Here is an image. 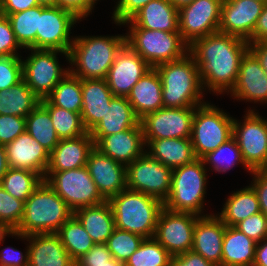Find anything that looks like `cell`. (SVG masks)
<instances>
[{"mask_svg": "<svg viewBox=\"0 0 267 266\" xmlns=\"http://www.w3.org/2000/svg\"><path fill=\"white\" fill-rule=\"evenodd\" d=\"M248 50L247 40L219 31L189 45L188 52L197 64L204 91L208 88L213 94H229L236 83L241 60Z\"/></svg>", "mask_w": 267, "mask_h": 266, "instance_id": "6da1fadb", "label": "cell"}, {"mask_svg": "<svg viewBox=\"0 0 267 266\" xmlns=\"http://www.w3.org/2000/svg\"><path fill=\"white\" fill-rule=\"evenodd\" d=\"M125 44L123 34L76 36L69 51V72L80 79H106L116 54Z\"/></svg>", "mask_w": 267, "mask_h": 266, "instance_id": "7a4b0ae2", "label": "cell"}, {"mask_svg": "<svg viewBox=\"0 0 267 266\" xmlns=\"http://www.w3.org/2000/svg\"><path fill=\"white\" fill-rule=\"evenodd\" d=\"M155 68L162 81L165 108L197 107L206 103L198 67L189 52L180 59L162 63Z\"/></svg>", "mask_w": 267, "mask_h": 266, "instance_id": "3957f363", "label": "cell"}, {"mask_svg": "<svg viewBox=\"0 0 267 266\" xmlns=\"http://www.w3.org/2000/svg\"><path fill=\"white\" fill-rule=\"evenodd\" d=\"M73 215L66 202L43 180L24 202V214L14 230L25 236L56 233Z\"/></svg>", "mask_w": 267, "mask_h": 266, "instance_id": "277c9868", "label": "cell"}, {"mask_svg": "<svg viewBox=\"0 0 267 266\" xmlns=\"http://www.w3.org/2000/svg\"><path fill=\"white\" fill-rule=\"evenodd\" d=\"M115 228L148 239L154 238L156 225L164 203L142 192L125 189L108 200Z\"/></svg>", "mask_w": 267, "mask_h": 266, "instance_id": "5b68a950", "label": "cell"}, {"mask_svg": "<svg viewBox=\"0 0 267 266\" xmlns=\"http://www.w3.org/2000/svg\"><path fill=\"white\" fill-rule=\"evenodd\" d=\"M207 171L200 158L172 169L171 189L164 207L174 212H189L199 216L203 214L206 195ZM204 204V205H203Z\"/></svg>", "mask_w": 267, "mask_h": 266, "instance_id": "8992f818", "label": "cell"}, {"mask_svg": "<svg viewBox=\"0 0 267 266\" xmlns=\"http://www.w3.org/2000/svg\"><path fill=\"white\" fill-rule=\"evenodd\" d=\"M126 44L139 54L152 68L182 58L189 46L179 32L148 30L128 27Z\"/></svg>", "mask_w": 267, "mask_h": 266, "instance_id": "52a82bcc", "label": "cell"}, {"mask_svg": "<svg viewBox=\"0 0 267 266\" xmlns=\"http://www.w3.org/2000/svg\"><path fill=\"white\" fill-rule=\"evenodd\" d=\"M233 122L234 118L209 102L195 107L191 142L196 157L202 159L229 140Z\"/></svg>", "mask_w": 267, "mask_h": 266, "instance_id": "ba28073f", "label": "cell"}, {"mask_svg": "<svg viewBox=\"0 0 267 266\" xmlns=\"http://www.w3.org/2000/svg\"><path fill=\"white\" fill-rule=\"evenodd\" d=\"M44 180L73 212L106 201L86 166L65 171H46Z\"/></svg>", "mask_w": 267, "mask_h": 266, "instance_id": "9c48e42d", "label": "cell"}, {"mask_svg": "<svg viewBox=\"0 0 267 266\" xmlns=\"http://www.w3.org/2000/svg\"><path fill=\"white\" fill-rule=\"evenodd\" d=\"M28 50L31 55L26 60L21 59L23 80L40 99H44L69 72V67L61 68L58 54H63L69 61V53L46 49Z\"/></svg>", "mask_w": 267, "mask_h": 266, "instance_id": "30bf717a", "label": "cell"}, {"mask_svg": "<svg viewBox=\"0 0 267 266\" xmlns=\"http://www.w3.org/2000/svg\"><path fill=\"white\" fill-rule=\"evenodd\" d=\"M248 109L243 122L234 118L235 138L245 165L251 170L267 169V118Z\"/></svg>", "mask_w": 267, "mask_h": 266, "instance_id": "8fae6325", "label": "cell"}, {"mask_svg": "<svg viewBox=\"0 0 267 266\" xmlns=\"http://www.w3.org/2000/svg\"><path fill=\"white\" fill-rule=\"evenodd\" d=\"M127 189L142 192L164 203L171 189L172 169L146 151L126 166Z\"/></svg>", "mask_w": 267, "mask_h": 266, "instance_id": "7c38bea8", "label": "cell"}, {"mask_svg": "<svg viewBox=\"0 0 267 266\" xmlns=\"http://www.w3.org/2000/svg\"><path fill=\"white\" fill-rule=\"evenodd\" d=\"M81 21L71 11L57 6H41L36 32V49L69 53L74 37L71 28Z\"/></svg>", "mask_w": 267, "mask_h": 266, "instance_id": "4fadbf2b", "label": "cell"}, {"mask_svg": "<svg viewBox=\"0 0 267 266\" xmlns=\"http://www.w3.org/2000/svg\"><path fill=\"white\" fill-rule=\"evenodd\" d=\"M200 217L164 207L158 218L154 239L172 256L188 252L192 249L194 227Z\"/></svg>", "mask_w": 267, "mask_h": 266, "instance_id": "5bb4252c", "label": "cell"}, {"mask_svg": "<svg viewBox=\"0 0 267 266\" xmlns=\"http://www.w3.org/2000/svg\"><path fill=\"white\" fill-rule=\"evenodd\" d=\"M223 0H194L178 10L179 33L189 46L219 31Z\"/></svg>", "mask_w": 267, "mask_h": 266, "instance_id": "9a60e30c", "label": "cell"}, {"mask_svg": "<svg viewBox=\"0 0 267 266\" xmlns=\"http://www.w3.org/2000/svg\"><path fill=\"white\" fill-rule=\"evenodd\" d=\"M195 107L160 108L140 119L144 140L191 138Z\"/></svg>", "mask_w": 267, "mask_h": 266, "instance_id": "2e32d148", "label": "cell"}, {"mask_svg": "<svg viewBox=\"0 0 267 266\" xmlns=\"http://www.w3.org/2000/svg\"><path fill=\"white\" fill-rule=\"evenodd\" d=\"M152 67L127 44L116 54L106 81L114 96L127 97L132 87Z\"/></svg>", "mask_w": 267, "mask_h": 266, "instance_id": "e0dca14e", "label": "cell"}, {"mask_svg": "<svg viewBox=\"0 0 267 266\" xmlns=\"http://www.w3.org/2000/svg\"><path fill=\"white\" fill-rule=\"evenodd\" d=\"M264 5L258 0H223L219 32L248 40Z\"/></svg>", "mask_w": 267, "mask_h": 266, "instance_id": "ac0fdd59", "label": "cell"}, {"mask_svg": "<svg viewBox=\"0 0 267 266\" xmlns=\"http://www.w3.org/2000/svg\"><path fill=\"white\" fill-rule=\"evenodd\" d=\"M86 167L106 201L127 188L126 166L95 147L88 156Z\"/></svg>", "mask_w": 267, "mask_h": 266, "instance_id": "d6986e66", "label": "cell"}, {"mask_svg": "<svg viewBox=\"0 0 267 266\" xmlns=\"http://www.w3.org/2000/svg\"><path fill=\"white\" fill-rule=\"evenodd\" d=\"M229 93L236 100L267 103V76L250 50L241 60L236 83Z\"/></svg>", "mask_w": 267, "mask_h": 266, "instance_id": "ffe728a7", "label": "cell"}, {"mask_svg": "<svg viewBox=\"0 0 267 266\" xmlns=\"http://www.w3.org/2000/svg\"><path fill=\"white\" fill-rule=\"evenodd\" d=\"M102 154L127 166L146 150L142 127H133L108 136H91Z\"/></svg>", "mask_w": 267, "mask_h": 266, "instance_id": "44dd1931", "label": "cell"}, {"mask_svg": "<svg viewBox=\"0 0 267 266\" xmlns=\"http://www.w3.org/2000/svg\"><path fill=\"white\" fill-rule=\"evenodd\" d=\"M10 236L29 241L28 266H76L56 233L25 236L11 231Z\"/></svg>", "mask_w": 267, "mask_h": 266, "instance_id": "7402d4cb", "label": "cell"}, {"mask_svg": "<svg viewBox=\"0 0 267 266\" xmlns=\"http://www.w3.org/2000/svg\"><path fill=\"white\" fill-rule=\"evenodd\" d=\"M9 168L27 169L43 178L47 170L50 152L27 131L5 146Z\"/></svg>", "mask_w": 267, "mask_h": 266, "instance_id": "603a6c76", "label": "cell"}, {"mask_svg": "<svg viewBox=\"0 0 267 266\" xmlns=\"http://www.w3.org/2000/svg\"><path fill=\"white\" fill-rule=\"evenodd\" d=\"M226 225L217 216H201L194 227L192 251L216 266H222V245Z\"/></svg>", "mask_w": 267, "mask_h": 266, "instance_id": "cb8c5ba5", "label": "cell"}, {"mask_svg": "<svg viewBox=\"0 0 267 266\" xmlns=\"http://www.w3.org/2000/svg\"><path fill=\"white\" fill-rule=\"evenodd\" d=\"M94 147L95 143L89 132L76 138L60 139L50 152L46 171H65L84 167Z\"/></svg>", "mask_w": 267, "mask_h": 266, "instance_id": "d4e9b609", "label": "cell"}, {"mask_svg": "<svg viewBox=\"0 0 267 266\" xmlns=\"http://www.w3.org/2000/svg\"><path fill=\"white\" fill-rule=\"evenodd\" d=\"M82 109L81 120L87 132H90L104 116L107 105L115 97L108 87L106 79H81Z\"/></svg>", "mask_w": 267, "mask_h": 266, "instance_id": "484cf974", "label": "cell"}, {"mask_svg": "<svg viewBox=\"0 0 267 266\" xmlns=\"http://www.w3.org/2000/svg\"><path fill=\"white\" fill-rule=\"evenodd\" d=\"M179 32L178 9L169 0H152L122 25Z\"/></svg>", "mask_w": 267, "mask_h": 266, "instance_id": "4316f807", "label": "cell"}, {"mask_svg": "<svg viewBox=\"0 0 267 266\" xmlns=\"http://www.w3.org/2000/svg\"><path fill=\"white\" fill-rule=\"evenodd\" d=\"M126 98L139 119L163 108L162 81L156 68L147 71Z\"/></svg>", "mask_w": 267, "mask_h": 266, "instance_id": "83f0119b", "label": "cell"}, {"mask_svg": "<svg viewBox=\"0 0 267 266\" xmlns=\"http://www.w3.org/2000/svg\"><path fill=\"white\" fill-rule=\"evenodd\" d=\"M144 142L149 149L145 151L171 169L186 165L197 158L191 138H164Z\"/></svg>", "mask_w": 267, "mask_h": 266, "instance_id": "f1b7e54d", "label": "cell"}, {"mask_svg": "<svg viewBox=\"0 0 267 266\" xmlns=\"http://www.w3.org/2000/svg\"><path fill=\"white\" fill-rule=\"evenodd\" d=\"M133 127H141L140 119L126 97L115 96L100 122L89 133L91 136H108Z\"/></svg>", "mask_w": 267, "mask_h": 266, "instance_id": "f546056e", "label": "cell"}, {"mask_svg": "<svg viewBox=\"0 0 267 266\" xmlns=\"http://www.w3.org/2000/svg\"><path fill=\"white\" fill-rule=\"evenodd\" d=\"M79 220L95 244H106L115 229V220L108 201L75 210Z\"/></svg>", "mask_w": 267, "mask_h": 266, "instance_id": "4dcf8cb0", "label": "cell"}, {"mask_svg": "<svg viewBox=\"0 0 267 266\" xmlns=\"http://www.w3.org/2000/svg\"><path fill=\"white\" fill-rule=\"evenodd\" d=\"M256 242L234 226H226L222 245V266H253Z\"/></svg>", "mask_w": 267, "mask_h": 266, "instance_id": "1f68e13d", "label": "cell"}, {"mask_svg": "<svg viewBox=\"0 0 267 266\" xmlns=\"http://www.w3.org/2000/svg\"><path fill=\"white\" fill-rule=\"evenodd\" d=\"M223 206L217 216L226 226H235L247 217L261 212L257 194L251 185L229 195Z\"/></svg>", "mask_w": 267, "mask_h": 266, "instance_id": "d6a6232c", "label": "cell"}, {"mask_svg": "<svg viewBox=\"0 0 267 266\" xmlns=\"http://www.w3.org/2000/svg\"><path fill=\"white\" fill-rule=\"evenodd\" d=\"M40 101L22 79L9 89L0 91V114L26 118Z\"/></svg>", "mask_w": 267, "mask_h": 266, "instance_id": "836d02e7", "label": "cell"}, {"mask_svg": "<svg viewBox=\"0 0 267 266\" xmlns=\"http://www.w3.org/2000/svg\"><path fill=\"white\" fill-rule=\"evenodd\" d=\"M69 256L76 262L95 244L79 220L72 215L56 232Z\"/></svg>", "mask_w": 267, "mask_h": 266, "instance_id": "e575fe53", "label": "cell"}, {"mask_svg": "<svg viewBox=\"0 0 267 266\" xmlns=\"http://www.w3.org/2000/svg\"><path fill=\"white\" fill-rule=\"evenodd\" d=\"M26 131L51 152L59 143L49 112L39 103L25 118Z\"/></svg>", "mask_w": 267, "mask_h": 266, "instance_id": "d590c367", "label": "cell"}, {"mask_svg": "<svg viewBox=\"0 0 267 266\" xmlns=\"http://www.w3.org/2000/svg\"><path fill=\"white\" fill-rule=\"evenodd\" d=\"M46 99L54 106L80 113L82 109L81 79L68 72Z\"/></svg>", "mask_w": 267, "mask_h": 266, "instance_id": "8d00e7d4", "label": "cell"}, {"mask_svg": "<svg viewBox=\"0 0 267 266\" xmlns=\"http://www.w3.org/2000/svg\"><path fill=\"white\" fill-rule=\"evenodd\" d=\"M41 5L22 12L4 15L8 18L19 45L23 49H36V32Z\"/></svg>", "mask_w": 267, "mask_h": 266, "instance_id": "74e56055", "label": "cell"}, {"mask_svg": "<svg viewBox=\"0 0 267 266\" xmlns=\"http://www.w3.org/2000/svg\"><path fill=\"white\" fill-rule=\"evenodd\" d=\"M40 104L49 112L53 127L60 139L76 138L87 132L80 113L54 106L46 98L41 99Z\"/></svg>", "mask_w": 267, "mask_h": 266, "instance_id": "f35d334b", "label": "cell"}, {"mask_svg": "<svg viewBox=\"0 0 267 266\" xmlns=\"http://www.w3.org/2000/svg\"><path fill=\"white\" fill-rule=\"evenodd\" d=\"M44 178L27 169L9 168L0 185L14 198L26 201Z\"/></svg>", "mask_w": 267, "mask_h": 266, "instance_id": "ab89813d", "label": "cell"}, {"mask_svg": "<svg viewBox=\"0 0 267 266\" xmlns=\"http://www.w3.org/2000/svg\"><path fill=\"white\" fill-rule=\"evenodd\" d=\"M204 164L210 165L212 169L218 173L227 172L235 165L242 164L245 170L252 172L244 163L241 150L232 136L229 140L221 144L216 150L208 153L202 158Z\"/></svg>", "mask_w": 267, "mask_h": 266, "instance_id": "60d3db41", "label": "cell"}, {"mask_svg": "<svg viewBox=\"0 0 267 266\" xmlns=\"http://www.w3.org/2000/svg\"><path fill=\"white\" fill-rule=\"evenodd\" d=\"M172 255L154 238L144 239L124 266H169Z\"/></svg>", "mask_w": 267, "mask_h": 266, "instance_id": "b9f144b4", "label": "cell"}, {"mask_svg": "<svg viewBox=\"0 0 267 266\" xmlns=\"http://www.w3.org/2000/svg\"><path fill=\"white\" fill-rule=\"evenodd\" d=\"M144 239L140 235L115 228L106 245L113 258L125 264Z\"/></svg>", "mask_w": 267, "mask_h": 266, "instance_id": "7bdbcfd3", "label": "cell"}, {"mask_svg": "<svg viewBox=\"0 0 267 266\" xmlns=\"http://www.w3.org/2000/svg\"><path fill=\"white\" fill-rule=\"evenodd\" d=\"M24 214V201L14 198L0 185V221L14 231Z\"/></svg>", "mask_w": 267, "mask_h": 266, "instance_id": "ee69618b", "label": "cell"}, {"mask_svg": "<svg viewBox=\"0 0 267 266\" xmlns=\"http://www.w3.org/2000/svg\"><path fill=\"white\" fill-rule=\"evenodd\" d=\"M23 79L21 56L0 57V91Z\"/></svg>", "mask_w": 267, "mask_h": 266, "instance_id": "f6af8a7d", "label": "cell"}, {"mask_svg": "<svg viewBox=\"0 0 267 266\" xmlns=\"http://www.w3.org/2000/svg\"><path fill=\"white\" fill-rule=\"evenodd\" d=\"M234 227L259 243L267 237V216L263 212H259L240 221Z\"/></svg>", "mask_w": 267, "mask_h": 266, "instance_id": "bcb514c9", "label": "cell"}, {"mask_svg": "<svg viewBox=\"0 0 267 266\" xmlns=\"http://www.w3.org/2000/svg\"><path fill=\"white\" fill-rule=\"evenodd\" d=\"M26 131L24 117L0 114V145L11 143Z\"/></svg>", "mask_w": 267, "mask_h": 266, "instance_id": "7dc6e473", "label": "cell"}, {"mask_svg": "<svg viewBox=\"0 0 267 266\" xmlns=\"http://www.w3.org/2000/svg\"><path fill=\"white\" fill-rule=\"evenodd\" d=\"M20 48L8 18L0 14V57L21 56Z\"/></svg>", "mask_w": 267, "mask_h": 266, "instance_id": "c3c4849f", "label": "cell"}, {"mask_svg": "<svg viewBox=\"0 0 267 266\" xmlns=\"http://www.w3.org/2000/svg\"><path fill=\"white\" fill-rule=\"evenodd\" d=\"M150 1L152 0H118L113 11L112 20L116 25H122Z\"/></svg>", "mask_w": 267, "mask_h": 266, "instance_id": "681fc988", "label": "cell"}, {"mask_svg": "<svg viewBox=\"0 0 267 266\" xmlns=\"http://www.w3.org/2000/svg\"><path fill=\"white\" fill-rule=\"evenodd\" d=\"M112 259L113 256L106 244H94L86 254L75 262V264L76 266L109 264V261Z\"/></svg>", "mask_w": 267, "mask_h": 266, "instance_id": "f907efd6", "label": "cell"}, {"mask_svg": "<svg viewBox=\"0 0 267 266\" xmlns=\"http://www.w3.org/2000/svg\"><path fill=\"white\" fill-rule=\"evenodd\" d=\"M254 176L251 186L257 194L260 211L267 216V169H259L251 172Z\"/></svg>", "mask_w": 267, "mask_h": 266, "instance_id": "816d5d0a", "label": "cell"}, {"mask_svg": "<svg viewBox=\"0 0 267 266\" xmlns=\"http://www.w3.org/2000/svg\"><path fill=\"white\" fill-rule=\"evenodd\" d=\"M26 252L23 255L18 249L13 247H5L0 250V266H28L29 247H26Z\"/></svg>", "mask_w": 267, "mask_h": 266, "instance_id": "f5cc1de1", "label": "cell"}, {"mask_svg": "<svg viewBox=\"0 0 267 266\" xmlns=\"http://www.w3.org/2000/svg\"><path fill=\"white\" fill-rule=\"evenodd\" d=\"M56 6L71 11L80 20L88 17L94 9L88 0H56Z\"/></svg>", "mask_w": 267, "mask_h": 266, "instance_id": "db71d44e", "label": "cell"}, {"mask_svg": "<svg viewBox=\"0 0 267 266\" xmlns=\"http://www.w3.org/2000/svg\"><path fill=\"white\" fill-rule=\"evenodd\" d=\"M169 266H216L200 254L190 250L171 257Z\"/></svg>", "mask_w": 267, "mask_h": 266, "instance_id": "11a10c76", "label": "cell"}, {"mask_svg": "<svg viewBox=\"0 0 267 266\" xmlns=\"http://www.w3.org/2000/svg\"><path fill=\"white\" fill-rule=\"evenodd\" d=\"M37 0H0L1 15H10L38 6Z\"/></svg>", "mask_w": 267, "mask_h": 266, "instance_id": "9f6ffc18", "label": "cell"}, {"mask_svg": "<svg viewBox=\"0 0 267 266\" xmlns=\"http://www.w3.org/2000/svg\"><path fill=\"white\" fill-rule=\"evenodd\" d=\"M247 41H267V3H265L261 15L258 17L252 36Z\"/></svg>", "mask_w": 267, "mask_h": 266, "instance_id": "6f0895ef", "label": "cell"}, {"mask_svg": "<svg viewBox=\"0 0 267 266\" xmlns=\"http://www.w3.org/2000/svg\"><path fill=\"white\" fill-rule=\"evenodd\" d=\"M249 50L259 60L267 76V41L249 42Z\"/></svg>", "mask_w": 267, "mask_h": 266, "instance_id": "680465c9", "label": "cell"}, {"mask_svg": "<svg viewBox=\"0 0 267 266\" xmlns=\"http://www.w3.org/2000/svg\"><path fill=\"white\" fill-rule=\"evenodd\" d=\"M253 266H267V237L256 243Z\"/></svg>", "mask_w": 267, "mask_h": 266, "instance_id": "91938a15", "label": "cell"}, {"mask_svg": "<svg viewBox=\"0 0 267 266\" xmlns=\"http://www.w3.org/2000/svg\"><path fill=\"white\" fill-rule=\"evenodd\" d=\"M8 169L9 165L7 161L6 150L3 145H0V183Z\"/></svg>", "mask_w": 267, "mask_h": 266, "instance_id": "94428289", "label": "cell"}, {"mask_svg": "<svg viewBox=\"0 0 267 266\" xmlns=\"http://www.w3.org/2000/svg\"><path fill=\"white\" fill-rule=\"evenodd\" d=\"M12 230L0 221V244L5 240V236H9Z\"/></svg>", "mask_w": 267, "mask_h": 266, "instance_id": "6125c7cd", "label": "cell"}, {"mask_svg": "<svg viewBox=\"0 0 267 266\" xmlns=\"http://www.w3.org/2000/svg\"><path fill=\"white\" fill-rule=\"evenodd\" d=\"M178 10L188 4H191L194 0H169Z\"/></svg>", "mask_w": 267, "mask_h": 266, "instance_id": "be15d7a7", "label": "cell"}, {"mask_svg": "<svg viewBox=\"0 0 267 266\" xmlns=\"http://www.w3.org/2000/svg\"><path fill=\"white\" fill-rule=\"evenodd\" d=\"M91 266H124V264L113 258L112 260L109 261V264L91 265Z\"/></svg>", "mask_w": 267, "mask_h": 266, "instance_id": "e7e4bbea", "label": "cell"}, {"mask_svg": "<svg viewBox=\"0 0 267 266\" xmlns=\"http://www.w3.org/2000/svg\"><path fill=\"white\" fill-rule=\"evenodd\" d=\"M41 6H56V0H37Z\"/></svg>", "mask_w": 267, "mask_h": 266, "instance_id": "03108f58", "label": "cell"}, {"mask_svg": "<svg viewBox=\"0 0 267 266\" xmlns=\"http://www.w3.org/2000/svg\"><path fill=\"white\" fill-rule=\"evenodd\" d=\"M88 1L95 7L96 1H99V0H88Z\"/></svg>", "mask_w": 267, "mask_h": 266, "instance_id": "003e7915", "label": "cell"}, {"mask_svg": "<svg viewBox=\"0 0 267 266\" xmlns=\"http://www.w3.org/2000/svg\"><path fill=\"white\" fill-rule=\"evenodd\" d=\"M258 1H261V2L267 3V0H258Z\"/></svg>", "mask_w": 267, "mask_h": 266, "instance_id": "a7ac6f4b", "label": "cell"}]
</instances>
